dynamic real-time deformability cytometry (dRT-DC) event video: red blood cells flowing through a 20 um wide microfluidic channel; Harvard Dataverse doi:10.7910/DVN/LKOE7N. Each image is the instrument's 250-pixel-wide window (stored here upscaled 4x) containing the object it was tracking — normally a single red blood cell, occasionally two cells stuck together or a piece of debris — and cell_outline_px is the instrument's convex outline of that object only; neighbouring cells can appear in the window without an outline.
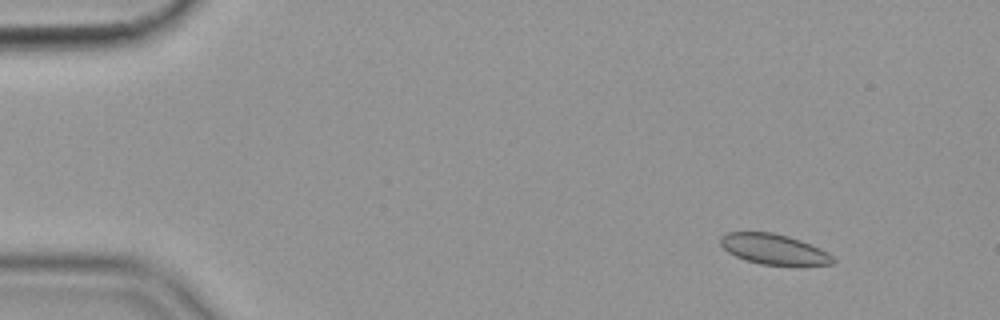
{"species": "common noctule bat (a hibernating species)", "species_latin": "Nyctalus noctula", "temperature_condition": "cold", "stored_images_in_passage": 52, "camera_frame_rate_fps": 3000, "um_per_image_px": 0.085, "animal": {"sex": "female", "body_mass_g": 19.9}, "frame": {"image": 1, "passage_image": 1, "time_ms": 0.0, "image_size_px": [1000, 320], "cell_outline_px": [[836, 260], [832, 264], [760, 264], [744, 260], [728, 252], [720, 244], [720, 236], [728, 232], [772, 232], [788, 236], [800, 240], [820, 248], [828, 252]], "centroid_in_image_um": [65.74, 21.16], "position_along_channel_um": 19.3, "area_um2": 19.65}}
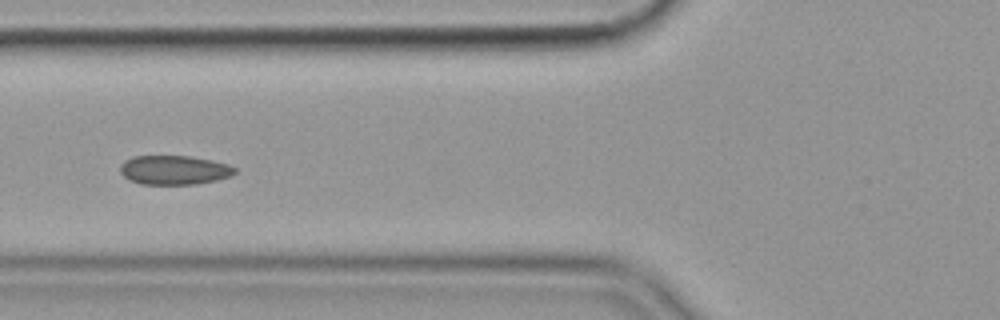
{"frame": {"image": 2, "passage_image": 17, "time_ms": 5.333, "image_size_px": [1000, 320], "cell_outline_px": [[236, 172], [232, 176], [216, 180], [196, 184], [140, 184], [128, 180], [120, 172], [120, 164], [124, 160], [132, 156], [192, 156], [212, 160], [228, 164], [236, 168]], "centroid_in_image_um": [14.79, 14.45], "position_along_channel_um": 111.0, "area_um2": 19.71}}
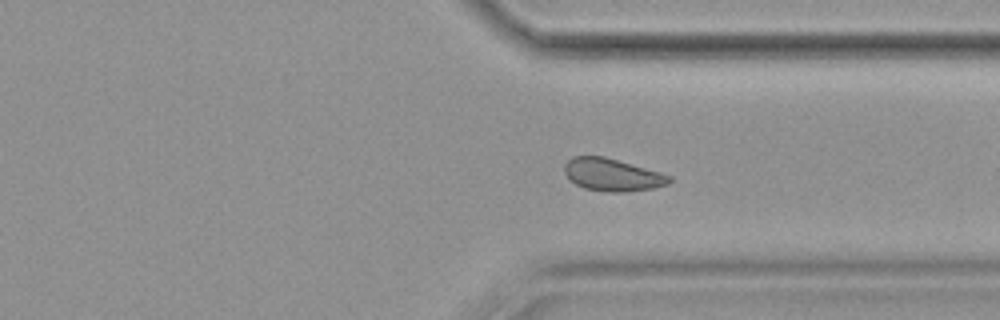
{"frame": {"image": 3, "passage_image": 38, "time_ms": 12.333, "image_size_px": [1000, 320], "cell_outline_px": [[672, 180], [668, 184], [652, 188], [624, 192], [612, 192], [584, 188], [576, 184], [564, 172], [564, 164], [572, 156], [604, 156], [660, 172], [672, 176]], "centroid_in_image_um": [52.05, 14.85], "position_along_channel_um": 359.3, "area_um2": 19.71}, "authors_computed_cell_mechanics": {"area_um2": 19.9121, "velocity_mm_per_s": 3.5428, "shape_relaxation_time_tau1_ms": null, "shape_relaxation_time_tau2_ms": 6.4681, "deformation_change_tau1": null, "deformation_change_tau2": 0.0764}}